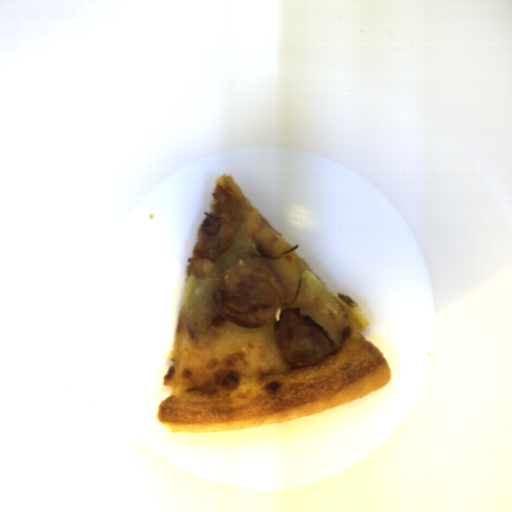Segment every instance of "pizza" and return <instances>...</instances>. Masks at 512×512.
I'll use <instances>...</instances> for the list:
<instances>
[{"mask_svg":"<svg viewBox=\"0 0 512 512\" xmlns=\"http://www.w3.org/2000/svg\"><path fill=\"white\" fill-rule=\"evenodd\" d=\"M215 189L237 200L234 239L217 259L188 258L187 284L178 316L172 361L163 377L171 394L157 419L171 434L243 429L298 419L375 393L391 381L390 365L361 332L362 308L332 292L259 213L232 175ZM255 263L275 274L286 303L321 325L334 351L321 363L291 369L281 358L272 322L242 328L222 317L214 299L224 273Z\"/></svg>","mask_w":512,"mask_h":512,"instance_id":"obj_1","label":"pizza"}]
</instances>
